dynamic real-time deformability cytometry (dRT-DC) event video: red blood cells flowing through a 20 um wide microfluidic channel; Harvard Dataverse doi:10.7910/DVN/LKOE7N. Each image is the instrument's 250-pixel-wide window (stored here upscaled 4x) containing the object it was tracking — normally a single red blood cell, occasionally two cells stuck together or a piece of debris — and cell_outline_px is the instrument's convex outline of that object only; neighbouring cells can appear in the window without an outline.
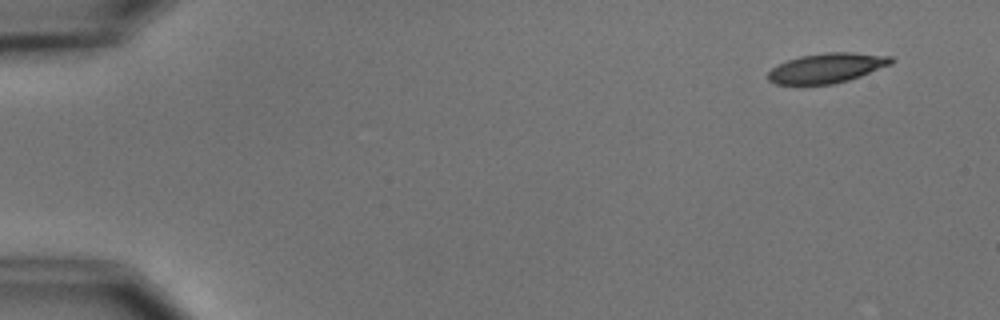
{"species": "common noctule bat (a hibernating species)", "species_latin": "Nyctalus noctula", "temperature_condition": "cold", "stored_images_in_passage": 4, "camera_frame_rate_fps": 3000, "um_per_image_px": 0.085, "animal": {"sex": "male", "body_mass_g": 15.6}, "frame": {"image": 1, "passage_image": 1, "time_ms": 0.0, "image_size_px": [1000, 320], "cell_outline_px": [[896, 60], [892, 64], [860, 76], [848, 80], [832, 84], [776, 84], [768, 80], [768, 72], [772, 68], [788, 60], [800, 56], [828, 52], [852, 52], [892, 56]], "centroid_in_image_um": [70.32, 5.77], "position_along_channel_um": 14.7, "area_um2": 21.27}}
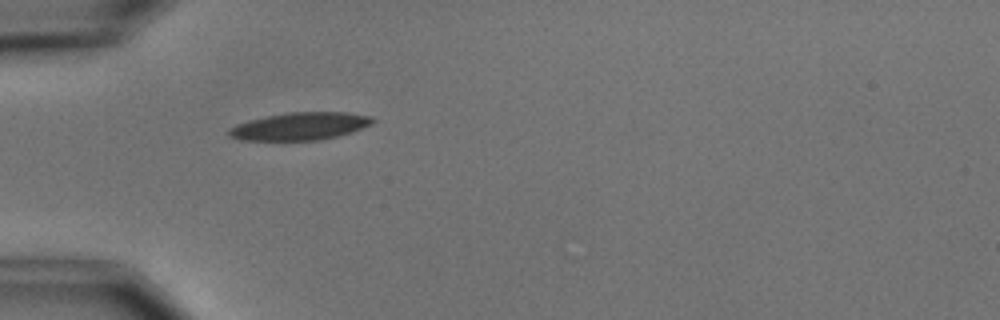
{"frame": {"image": 2, "passage_image": 4, "time_ms": 4.333, "image_size_px": [1000, 320], "cell_outline_px": [[376, 120], [372, 124], [352, 132], [340, 136], [316, 140], [240, 140], [228, 136], [228, 128], [236, 124], [248, 120], [288, 112], [344, 112], [372, 116]], "centroid_in_image_um": [25.5, 10.73], "position_along_channel_um": 59.5, "area_um2": 23.24}}